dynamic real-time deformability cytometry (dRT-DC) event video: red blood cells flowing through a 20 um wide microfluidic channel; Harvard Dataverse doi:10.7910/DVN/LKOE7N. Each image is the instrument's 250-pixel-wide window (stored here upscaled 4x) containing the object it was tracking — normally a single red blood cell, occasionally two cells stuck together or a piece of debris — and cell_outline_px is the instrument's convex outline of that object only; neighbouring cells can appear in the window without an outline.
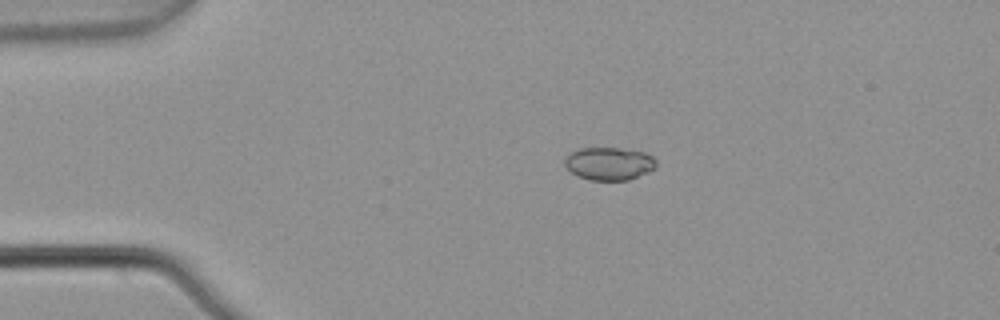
{"species": "common noctule bat (a hibernating species)", "species_latin": "Nyctalus noctula", "temperature_condition": "warm", "stored_images_in_passage": 4, "camera_frame_rate_fps": 3000, "um_per_image_px": 0.085, "animal": {"sex": "male", "body_mass_g": 21.5, "forearm_length_mm": 52.0}, "frame": {"image": 1, "passage_image": 2, "time_ms": 0.333, "image_size_px": [1000, 320], "cell_outline_px": [[656, 168], [648, 172], [628, 180], [588, 180], [576, 176], [564, 164], [564, 160], [572, 152], [580, 148], [620, 148], [644, 152], [652, 156], [656, 160]], "centroid_in_image_um": [51.79, 13.91], "position_along_channel_um": 33.2, "area_um2": 17.51}}
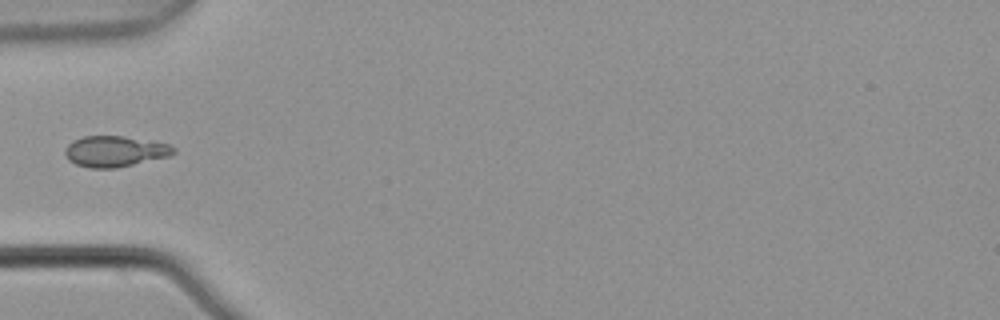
{"frame": {"image": 2, "passage_image": 4, "time_ms": 1.0, "image_size_px": [1000, 320], "cell_outline_px": [[176, 152], [168, 156], [116, 168], [88, 168], [76, 164], [68, 160], [64, 152], [64, 148], [68, 144], [84, 136], [120, 136], [168, 144], [176, 148]], "centroid_in_image_um": [9.73, 12.87], "position_along_channel_um": 75.3, "area_um2": 19.25}}